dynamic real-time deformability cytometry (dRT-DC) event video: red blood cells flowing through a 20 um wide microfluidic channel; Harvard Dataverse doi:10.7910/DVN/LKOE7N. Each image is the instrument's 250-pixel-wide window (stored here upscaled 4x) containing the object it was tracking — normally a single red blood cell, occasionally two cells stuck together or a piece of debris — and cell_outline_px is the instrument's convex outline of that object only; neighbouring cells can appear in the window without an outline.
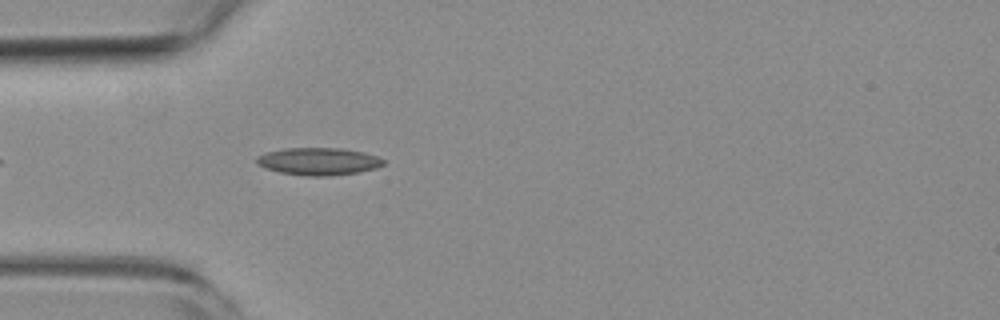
{"species": "common noctule bat (a hibernating species)", "species_latin": "Nyctalus noctula", "temperature_condition": "room temperature", "stored_images_in_passage": 20, "camera_frame_rate_fps": 3000, "um_per_image_px": 0.085, "animal": {"sex": "female", "body_mass_g": 19.3, "forearm_length_mm": 54.1}, "frame": {"image": 1, "passage_image": 4, "time_ms": 1.0, "image_size_px": [1000, 320], "cell_outline_px": [[384, 164], [376, 168], [356, 172], [332, 176], [304, 176], [280, 172], [264, 168], [256, 164], [256, 156], [264, 152], [284, 148], [340, 148], [364, 152], [376, 156], [384, 160]], "centroid_in_image_um": [27.02, 13.71], "position_along_channel_um": 58.0, "area_um2": 20.4}}
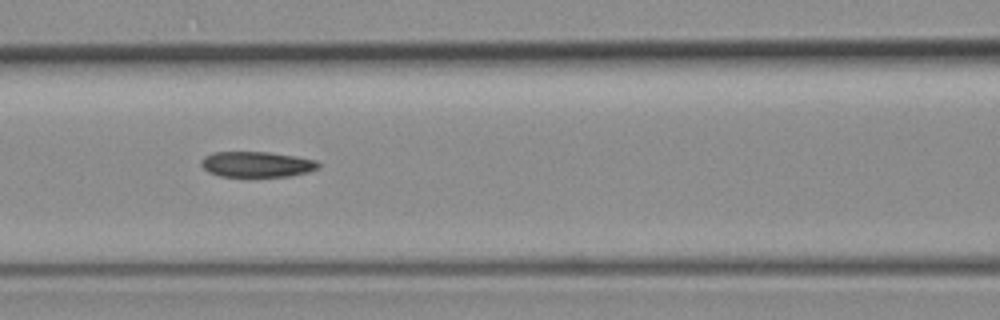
{"frame": {"image": 2, "passage_image": 11, "time_ms": 3.333, "image_size_px": [1000, 320], "cell_outline_px": [[320, 168], [308, 172], [288, 176], [220, 176], [208, 172], [200, 164], [200, 160], [204, 156], [212, 152], [268, 152], [316, 160], [320, 164]], "centroid_in_image_um": [21.8, 13.96], "position_along_channel_um": 144.8, "area_um2": 17.4}}
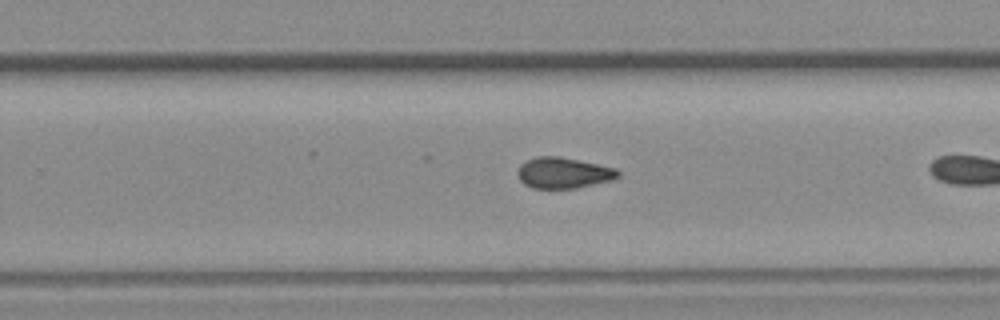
{"frame": {"image": 3, "passage_image": 19, "time_ms": 6.0, "image_size_px": [1000, 320], "cell_outline_px": [[620, 176], [612, 180], [576, 188], [532, 188], [524, 184], [520, 180], [516, 172], [520, 164], [536, 156], [560, 156], [616, 168], [620, 172]], "centroid_in_image_um": [47.88, 14.69], "position_along_channel_um": 281.9, "area_um2": 18.15}}